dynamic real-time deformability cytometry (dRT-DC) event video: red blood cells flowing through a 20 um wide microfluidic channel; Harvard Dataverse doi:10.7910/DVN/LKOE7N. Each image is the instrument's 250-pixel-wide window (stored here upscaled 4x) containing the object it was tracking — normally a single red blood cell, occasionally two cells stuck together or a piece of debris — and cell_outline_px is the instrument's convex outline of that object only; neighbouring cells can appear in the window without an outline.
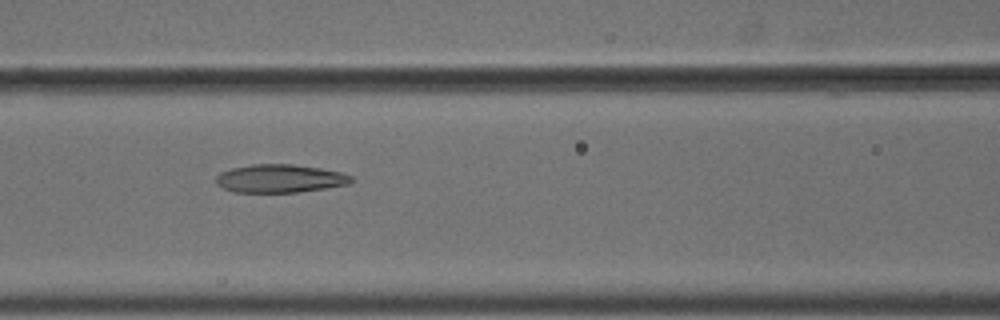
{"species": "common noctule bat (a hibernating species)", "species_latin": "Nyctalus noctula", "temperature_condition": "cold", "stored_images_in_passage": 8, "camera_frame_rate_fps": 3000, "um_per_image_px": 0.085, "animal": {"sex": "male", "body_mass_g": 18.8}, "frame": {"image": 1, "passage_image": 8, "time_ms": 2.333, "image_size_px": [1000, 320], "cell_outline_px": [[356, 180], [348, 184], [324, 188], [296, 192], [236, 192], [224, 188], [216, 184], [216, 176], [220, 172], [232, 168], [252, 164], [292, 164], [320, 168], [340, 172], [352, 176]], "centroid_in_image_um": [23.79, 15.17], "position_along_channel_um": 142.8, "area_um2": 22.14}}